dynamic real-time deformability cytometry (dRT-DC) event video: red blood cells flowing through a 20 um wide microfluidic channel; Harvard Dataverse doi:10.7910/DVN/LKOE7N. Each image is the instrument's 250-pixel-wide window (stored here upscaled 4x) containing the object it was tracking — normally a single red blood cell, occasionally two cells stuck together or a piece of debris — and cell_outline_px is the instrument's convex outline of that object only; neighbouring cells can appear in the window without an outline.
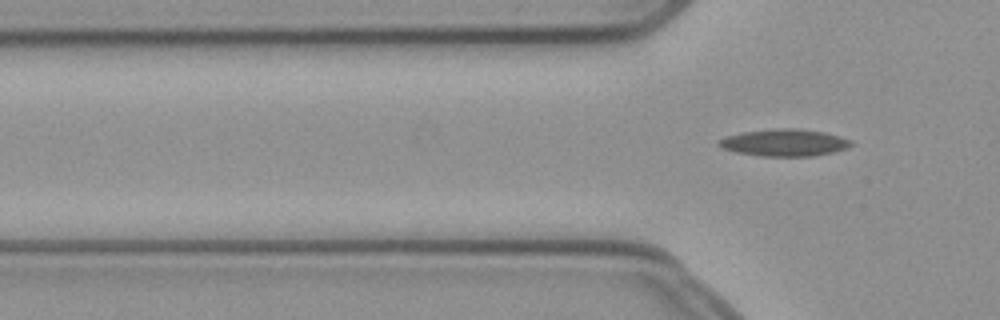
{"species": "common noctule bat (a hibernating species)", "species_latin": "Nyctalus noctula", "temperature_condition": "cold", "stored_images_in_passage": 6, "camera_frame_rate_fps": 3000, "um_per_image_px": 0.085, "animal": {"sex": "female", "body_mass_g": 21.9}, "frame": {"image": 1, "passage_image": 6, "time_ms": 1.667, "image_size_px": [1000, 320], "cell_outline_px": [[856, 144], [848, 148], [832, 152], [812, 156], [760, 156], [736, 152], [720, 148], [716, 144], [716, 140], [724, 136], [744, 132], [776, 128], [796, 128], [824, 132], [840, 136], [852, 140]], "centroid_in_image_um": [66.66, 12.12], "position_along_channel_um": 59.1, "area_um2": 21.15}}